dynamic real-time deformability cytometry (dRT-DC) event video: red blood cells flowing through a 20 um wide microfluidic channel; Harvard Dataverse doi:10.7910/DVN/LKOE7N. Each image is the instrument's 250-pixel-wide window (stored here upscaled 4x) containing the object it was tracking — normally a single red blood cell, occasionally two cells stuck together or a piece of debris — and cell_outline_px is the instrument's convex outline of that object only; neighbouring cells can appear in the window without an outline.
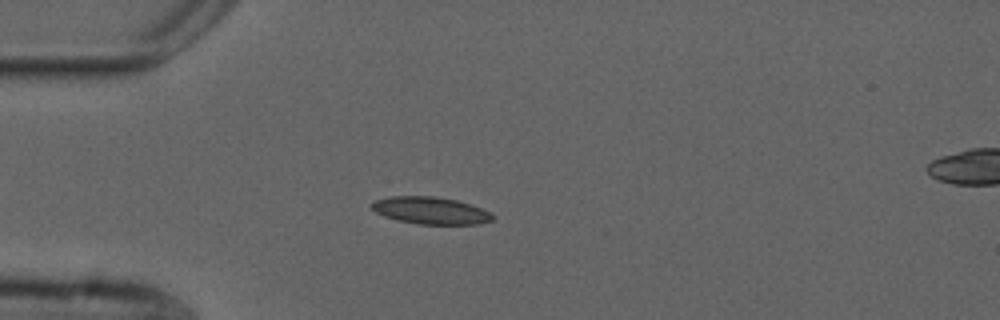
{"species": "common noctule bat (a hibernating species)", "species_latin": "Nyctalus noctula", "temperature_condition": "cold", "stored_images_in_passage": 50, "camera_frame_rate_fps": 3000, "um_per_image_px": 0.085, "animal": {"sex": "male", "forearm_length_mm": 52.5}, "frame": {"image": 1, "passage_image": 10, "time_ms": 3.0, "image_size_px": [1000, 320], "cell_outline_px": [[492, 220], [480, 224], [420, 224], [396, 220], [384, 216], [376, 212], [368, 204], [376, 200], [388, 196], [436, 196], [456, 200], [480, 208], [488, 212], [492, 216]], "centroid_in_image_um": [36.53, 17.89], "position_along_channel_um": 48.5, "area_um2": 19.02}}
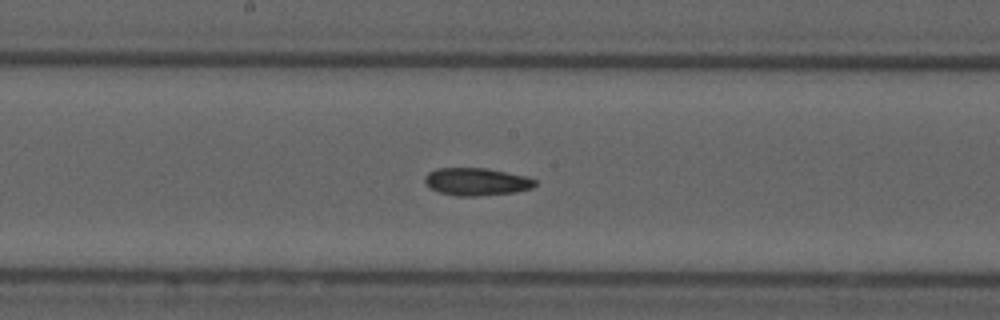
{"frame": {"image": 2, "passage_image": 24, "time_ms": 7.667, "image_size_px": [1000, 320], "cell_outline_px": [[536, 184], [532, 188], [516, 192], [476, 196], [456, 196], [440, 192], [428, 188], [424, 180], [424, 176], [428, 172], [436, 168], [488, 168], [528, 176], [536, 180]], "centroid_in_image_um": [40.5, 15.44], "position_along_channel_um": 207.7, "area_um2": 17.98}}
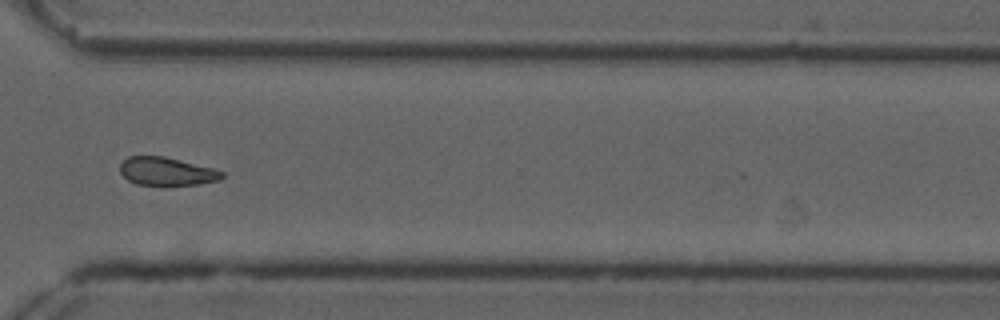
{"frame": {"image": 3, "passage_image": 36, "time_ms": 11.667, "image_size_px": [1000, 320], "cell_outline_px": [[224, 176], [220, 180], [196, 184], [136, 184], [128, 180], [120, 172], [120, 164], [128, 156], [164, 156], [212, 168], [224, 172]], "centroid_in_image_um": [14.15, 14.55], "position_along_channel_um": 356.4, "area_um2": 16.42}}